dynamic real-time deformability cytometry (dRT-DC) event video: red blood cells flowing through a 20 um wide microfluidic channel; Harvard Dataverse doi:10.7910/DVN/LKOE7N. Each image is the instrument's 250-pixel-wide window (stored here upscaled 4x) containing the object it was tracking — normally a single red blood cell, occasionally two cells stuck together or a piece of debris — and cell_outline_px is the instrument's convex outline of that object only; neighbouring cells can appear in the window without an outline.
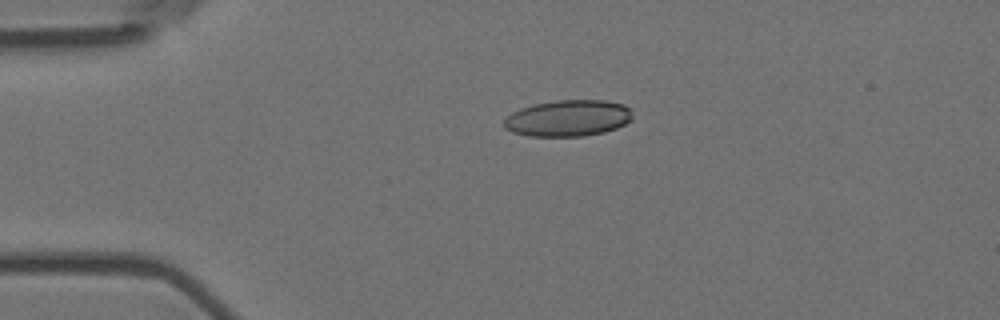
{"species": "Egyptian fruit bat (a non-hibernating species)", "species_latin": "Rousettus aegyptiacus", "temperature_condition": "room temperature", "stored_images_in_passage": 5, "camera_frame_rate_fps": 3000, "um_per_image_px": 0.085, "animal": {"sex": "female"}, "frame": {"image": 1, "passage_image": 4, "time_ms": 1.0, "image_size_px": [1000, 320], "cell_outline_px": [[632, 120], [616, 128], [604, 132], [584, 136], [528, 136], [512, 132], [504, 128], [504, 120], [512, 112], [520, 108], [536, 104], [556, 100], [604, 100], [624, 104], [632, 108]], "centroid_in_image_um": [48.31, 10.04], "position_along_channel_um": 36.7, "area_um2": 27.4}}